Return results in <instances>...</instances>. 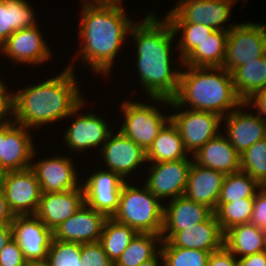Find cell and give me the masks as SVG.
<instances>
[{
    "label": "cell",
    "instance_id": "6da1fadb",
    "mask_svg": "<svg viewBox=\"0 0 266 266\" xmlns=\"http://www.w3.org/2000/svg\"><path fill=\"white\" fill-rule=\"evenodd\" d=\"M134 23L130 33L137 44L140 82L151 98L173 99L179 88L180 70L172 71L170 47L176 35L166 17L159 21L149 14Z\"/></svg>",
    "mask_w": 266,
    "mask_h": 266
},
{
    "label": "cell",
    "instance_id": "7a4b0ae2",
    "mask_svg": "<svg viewBox=\"0 0 266 266\" xmlns=\"http://www.w3.org/2000/svg\"><path fill=\"white\" fill-rule=\"evenodd\" d=\"M72 67L69 65L55 78L11 94L14 121L27 128H38L74 115L84 107Z\"/></svg>",
    "mask_w": 266,
    "mask_h": 266
},
{
    "label": "cell",
    "instance_id": "3957f363",
    "mask_svg": "<svg viewBox=\"0 0 266 266\" xmlns=\"http://www.w3.org/2000/svg\"><path fill=\"white\" fill-rule=\"evenodd\" d=\"M121 4L84 3L79 37L83 38L82 53L85 64L93 72L107 75L127 33L134 24L125 16Z\"/></svg>",
    "mask_w": 266,
    "mask_h": 266
},
{
    "label": "cell",
    "instance_id": "277c9868",
    "mask_svg": "<svg viewBox=\"0 0 266 266\" xmlns=\"http://www.w3.org/2000/svg\"><path fill=\"white\" fill-rule=\"evenodd\" d=\"M186 67L188 70L180 72L178 92L173 99H151L174 108L189 104L192 110L214 112L221 117L229 114L225 110L248 106L235 92L232 73L223 67Z\"/></svg>",
    "mask_w": 266,
    "mask_h": 266
},
{
    "label": "cell",
    "instance_id": "5b68a950",
    "mask_svg": "<svg viewBox=\"0 0 266 266\" xmlns=\"http://www.w3.org/2000/svg\"><path fill=\"white\" fill-rule=\"evenodd\" d=\"M164 206L146 185L142 189L123 183L119 206L113 219L134 228L138 233L161 235Z\"/></svg>",
    "mask_w": 266,
    "mask_h": 266
},
{
    "label": "cell",
    "instance_id": "8992f818",
    "mask_svg": "<svg viewBox=\"0 0 266 266\" xmlns=\"http://www.w3.org/2000/svg\"><path fill=\"white\" fill-rule=\"evenodd\" d=\"M266 55V25L239 23L228 31L222 67L232 73L237 67Z\"/></svg>",
    "mask_w": 266,
    "mask_h": 266
},
{
    "label": "cell",
    "instance_id": "52a82bcc",
    "mask_svg": "<svg viewBox=\"0 0 266 266\" xmlns=\"http://www.w3.org/2000/svg\"><path fill=\"white\" fill-rule=\"evenodd\" d=\"M124 122L120 132L132 139L145 151L149 149L163 127L170 121L158 108L139 102L127 101L121 107Z\"/></svg>",
    "mask_w": 266,
    "mask_h": 266
},
{
    "label": "cell",
    "instance_id": "ba28073f",
    "mask_svg": "<svg viewBox=\"0 0 266 266\" xmlns=\"http://www.w3.org/2000/svg\"><path fill=\"white\" fill-rule=\"evenodd\" d=\"M179 1L166 15L170 23H196L221 31H229L235 25L226 28L221 25L228 21L235 0Z\"/></svg>",
    "mask_w": 266,
    "mask_h": 266
},
{
    "label": "cell",
    "instance_id": "9c48e42d",
    "mask_svg": "<svg viewBox=\"0 0 266 266\" xmlns=\"http://www.w3.org/2000/svg\"><path fill=\"white\" fill-rule=\"evenodd\" d=\"M0 185L14 216L36 214L42 192L31 168L1 173Z\"/></svg>",
    "mask_w": 266,
    "mask_h": 266
},
{
    "label": "cell",
    "instance_id": "30bf717a",
    "mask_svg": "<svg viewBox=\"0 0 266 266\" xmlns=\"http://www.w3.org/2000/svg\"><path fill=\"white\" fill-rule=\"evenodd\" d=\"M11 227L12 237L27 262L46 261L54 238L52 230L36 215H15Z\"/></svg>",
    "mask_w": 266,
    "mask_h": 266
},
{
    "label": "cell",
    "instance_id": "8fae6325",
    "mask_svg": "<svg viewBox=\"0 0 266 266\" xmlns=\"http://www.w3.org/2000/svg\"><path fill=\"white\" fill-rule=\"evenodd\" d=\"M170 120L178 128L185 149L194 155L219 134L218 128L222 117L214 112L189 109L170 114Z\"/></svg>",
    "mask_w": 266,
    "mask_h": 266
},
{
    "label": "cell",
    "instance_id": "7c38bea8",
    "mask_svg": "<svg viewBox=\"0 0 266 266\" xmlns=\"http://www.w3.org/2000/svg\"><path fill=\"white\" fill-rule=\"evenodd\" d=\"M123 180L113 171L99 170L83 185L85 204L107 218H112L119 206Z\"/></svg>",
    "mask_w": 266,
    "mask_h": 266
},
{
    "label": "cell",
    "instance_id": "4fadbf2b",
    "mask_svg": "<svg viewBox=\"0 0 266 266\" xmlns=\"http://www.w3.org/2000/svg\"><path fill=\"white\" fill-rule=\"evenodd\" d=\"M192 160L180 159L154 163L145 185L158 199L184 196Z\"/></svg>",
    "mask_w": 266,
    "mask_h": 266
},
{
    "label": "cell",
    "instance_id": "5bb4252c",
    "mask_svg": "<svg viewBox=\"0 0 266 266\" xmlns=\"http://www.w3.org/2000/svg\"><path fill=\"white\" fill-rule=\"evenodd\" d=\"M106 219L104 214L84 203L74 215L53 231L54 239L80 244L97 242Z\"/></svg>",
    "mask_w": 266,
    "mask_h": 266
},
{
    "label": "cell",
    "instance_id": "9a60e30c",
    "mask_svg": "<svg viewBox=\"0 0 266 266\" xmlns=\"http://www.w3.org/2000/svg\"><path fill=\"white\" fill-rule=\"evenodd\" d=\"M161 237L162 241H168L174 247L204 250L210 253L224 246V233L221 230L215 213L206 221L185 230L161 232Z\"/></svg>",
    "mask_w": 266,
    "mask_h": 266
},
{
    "label": "cell",
    "instance_id": "2e32d148",
    "mask_svg": "<svg viewBox=\"0 0 266 266\" xmlns=\"http://www.w3.org/2000/svg\"><path fill=\"white\" fill-rule=\"evenodd\" d=\"M112 135L110 133L100 149L101 154L108 170L125 180L128 174L147 161L146 151L120 131L114 137Z\"/></svg>",
    "mask_w": 266,
    "mask_h": 266
},
{
    "label": "cell",
    "instance_id": "e0dca14e",
    "mask_svg": "<svg viewBox=\"0 0 266 266\" xmlns=\"http://www.w3.org/2000/svg\"><path fill=\"white\" fill-rule=\"evenodd\" d=\"M38 25L15 31L0 46V51L18 63L40 64L51 55Z\"/></svg>",
    "mask_w": 266,
    "mask_h": 266
},
{
    "label": "cell",
    "instance_id": "ac0fdd59",
    "mask_svg": "<svg viewBox=\"0 0 266 266\" xmlns=\"http://www.w3.org/2000/svg\"><path fill=\"white\" fill-rule=\"evenodd\" d=\"M85 203L83 186L57 193H42L36 216L52 231Z\"/></svg>",
    "mask_w": 266,
    "mask_h": 266
},
{
    "label": "cell",
    "instance_id": "d6986e66",
    "mask_svg": "<svg viewBox=\"0 0 266 266\" xmlns=\"http://www.w3.org/2000/svg\"><path fill=\"white\" fill-rule=\"evenodd\" d=\"M16 124L13 120L5 123V139H2V173L30 168L31 159L35 156L34 144L27 131L29 128Z\"/></svg>",
    "mask_w": 266,
    "mask_h": 266
},
{
    "label": "cell",
    "instance_id": "ffe728a7",
    "mask_svg": "<svg viewBox=\"0 0 266 266\" xmlns=\"http://www.w3.org/2000/svg\"><path fill=\"white\" fill-rule=\"evenodd\" d=\"M71 159L53 156L31 164L42 193H57L79 187Z\"/></svg>",
    "mask_w": 266,
    "mask_h": 266
},
{
    "label": "cell",
    "instance_id": "44dd1931",
    "mask_svg": "<svg viewBox=\"0 0 266 266\" xmlns=\"http://www.w3.org/2000/svg\"><path fill=\"white\" fill-rule=\"evenodd\" d=\"M227 116L222 117L226 121V134L232 147L241 155L258 140L266 137V119L258 113L256 115L239 111V108L231 110Z\"/></svg>",
    "mask_w": 266,
    "mask_h": 266
},
{
    "label": "cell",
    "instance_id": "7402d4cb",
    "mask_svg": "<svg viewBox=\"0 0 266 266\" xmlns=\"http://www.w3.org/2000/svg\"><path fill=\"white\" fill-rule=\"evenodd\" d=\"M225 176L224 173L199 166L193 161L184 196L215 212Z\"/></svg>",
    "mask_w": 266,
    "mask_h": 266
},
{
    "label": "cell",
    "instance_id": "603a6c76",
    "mask_svg": "<svg viewBox=\"0 0 266 266\" xmlns=\"http://www.w3.org/2000/svg\"><path fill=\"white\" fill-rule=\"evenodd\" d=\"M199 166L216 170L225 175L241 170V155L232 147L223 134L209 140L193 156Z\"/></svg>",
    "mask_w": 266,
    "mask_h": 266
},
{
    "label": "cell",
    "instance_id": "cb8c5ba5",
    "mask_svg": "<svg viewBox=\"0 0 266 266\" xmlns=\"http://www.w3.org/2000/svg\"><path fill=\"white\" fill-rule=\"evenodd\" d=\"M107 126L105 120L94 113L78 115L77 120L65 132V144L76 152L98 147L100 144L103 146L111 133Z\"/></svg>",
    "mask_w": 266,
    "mask_h": 266
},
{
    "label": "cell",
    "instance_id": "d4e9b609",
    "mask_svg": "<svg viewBox=\"0 0 266 266\" xmlns=\"http://www.w3.org/2000/svg\"><path fill=\"white\" fill-rule=\"evenodd\" d=\"M164 206L162 232H178L206 221L214 212L205 205L180 196Z\"/></svg>",
    "mask_w": 266,
    "mask_h": 266
},
{
    "label": "cell",
    "instance_id": "484cf974",
    "mask_svg": "<svg viewBox=\"0 0 266 266\" xmlns=\"http://www.w3.org/2000/svg\"><path fill=\"white\" fill-rule=\"evenodd\" d=\"M224 246L235 257L266 251V231L251 223L234 226L224 233Z\"/></svg>",
    "mask_w": 266,
    "mask_h": 266
},
{
    "label": "cell",
    "instance_id": "4316f807",
    "mask_svg": "<svg viewBox=\"0 0 266 266\" xmlns=\"http://www.w3.org/2000/svg\"><path fill=\"white\" fill-rule=\"evenodd\" d=\"M187 153L178 128L170 120L146 151V157L147 161L159 163L188 159Z\"/></svg>",
    "mask_w": 266,
    "mask_h": 266
},
{
    "label": "cell",
    "instance_id": "83f0119b",
    "mask_svg": "<svg viewBox=\"0 0 266 266\" xmlns=\"http://www.w3.org/2000/svg\"><path fill=\"white\" fill-rule=\"evenodd\" d=\"M34 15L25 0H0V46L15 31L36 26Z\"/></svg>",
    "mask_w": 266,
    "mask_h": 266
},
{
    "label": "cell",
    "instance_id": "f1b7e54d",
    "mask_svg": "<svg viewBox=\"0 0 266 266\" xmlns=\"http://www.w3.org/2000/svg\"><path fill=\"white\" fill-rule=\"evenodd\" d=\"M228 31L214 30L183 61V66L222 67Z\"/></svg>",
    "mask_w": 266,
    "mask_h": 266
},
{
    "label": "cell",
    "instance_id": "f546056e",
    "mask_svg": "<svg viewBox=\"0 0 266 266\" xmlns=\"http://www.w3.org/2000/svg\"><path fill=\"white\" fill-rule=\"evenodd\" d=\"M232 77L235 92L246 102L256 92L266 88V55L237 67Z\"/></svg>",
    "mask_w": 266,
    "mask_h": 266
},
{
    "label": "cell",
    "instance_id": "4dcf8cb0",
    "mask_svg": "<svg viewBox=\"0 0 266 266\" xmlns=\"http://www.w3.org/2000/svg\"><path fill=\"white\" fill-rule=\"evenodd\" d=\"M137 233L134 228L107 218L99 242L109 259L115 263Z\"/></svg>",
    "mask_w": 266,
    "mask_h": 266
},
{
    "label": "cell",
    "instance_id": "1f68e13d",
    "mask_svg": "<svg viewBox=\"0 0 266 266\" xmlns=\"http://www.w3.org/2000/svg\"><path fill=\"white\" fill-rule=\"evenodd\" d=\"M162 242L161 235L154 233H137L124 250L114 266H139L144 261L154 257L160 250L157 242ZM157 250V251H156Z\"/></svg>",
    "mask_w": 266,
    "mask_h": 266
},
{
    "label": "cell",
    "instance_id": "d6a6232c",
    "mask_svg": "<svg viewBox=\"0 0 266 266\" xmlns=\"http://www.w3.org/2000/svg\"><path fill=\"white\" fill-rule=\"evenodd\" d=\"M262 186L248 173L238 171L225 176L218 203H229L244 198H255L256 190Z\"/></svg>",
    "mask_w": 266,
    "mask_h": 266
},
{
    "label": "cell",
    "instance_id": "836d02e7",
    "mask_svg": "<svg viewBox=\"0 0 266 266\" xmlns=\"http://www.w3.org/2000/svg\"><path fill=\"white\" fill-rule=\"evenodd\" d=\"M254 200L255 198H244L229 203H217L214 213L223 233L234 226L250 223Z\"/></svg>",
    "mask_w": 266,
    "mask_h": 266
},
{
    "label": "cell",
    "instance_id": "e575fe53",
    "mask_svg": "<svg viewBox=\"0 0 266 266\" xmlns=\"http://www.w3.org/2000/svg\"><path fill=\"white\" fill-rule=\"evenodd\" d=\"M161 243L164 266H207L209 251L174 247L168 241Z\"/></svg>",
    "mask_w": 266,
    "mask_h": 266
},
{
    "label": "cell",
    "instance_id": "d590c367",
    "mask_svg": "<svg viewBox=\"0 0 266 266\" xmlns=\"http://www.w3.org/2000/svg\"><path fill=\"white\" fill-rule=\"evenodd\" d=\"M241 171L248 173L262 187L266 186V137L241 154Z\"/></svg>",
    "mask_w": 266,
    "mask_h": 266
},
{
    "label": "cell",
    "instance_id": "8d00e7d4",
    "mask_svg": "<svg viewBox=\"0 0 266 266\" xmlns=\"http://www.w3.org/2000/svg\"><path fill=\"white\" fill-rule=\"evenodd\" d=\"M175 34L182 30L179 41L180 57L182 61L214 31L213 28L196 23H170ZM180 30V31H179Z\"/></svg>",
    "mask_w": 266,
    "mask_h": 266
},
{
    "label": "cell",
    "instance_id": "74e56055",
    "mask_svg": "<svg viewBox=\"0 0 266 266\" xmlns=\"http://www.w3.org/2000/svg\"><path fill=\"white\" fill-rule=\"evenodd\" d=\"M46 262L50 266H82L81 244L53 238Z\"/></svg>",
    "mask_w": 266,
    "mask_h": 266
},
{
    "label": "cell",
    "instance_id": "f35d334b",
    "mask_svg": "<svg viewBox=\"0 0 266 266\" xmlns=\"http://www.w3.org/2000/svg\"><path fill=\"white\" fill-rule=\"evenodd\" d=\"M82 266H114L99 241L81 244Z\"/></svg>",
    "mask_w": 266,
    "mask_h": 266
},
{
    "label": "cell",
    "instance_id": "ab89813d",
    "mask_svg": "<svg viewBox=\"0 0 266 266\" xmlns=\"http://www.w3.org/2000/svg\"><path fill=\"white\" fill-rule=\"evenodd\" d=\"M22 250L16 240L11 237L7 244L0 251V266H26Z\"/></svg>",
    "mask_w": 266,
    "mask_h": 266
},
{
    "label": "cell",
    "instance_id": "60d3db41",
    "mask_svg": "<svg viewBox=\"0 0 266 266\" xmlns=\"http://www.w3.org/2000/svg\"><path fill=\"white\" fill-rule=\"evenodd\" d=\"M250 223L266 231V186L260 188L255 195Z\"/></svg>",
    "mask_w": 266,
    "mask_h": 266
},
{
    "label": "cell",
    "instance_id": "b9f144b4",
    "mask_svg": "<svg viewBox=\"0 0 266 266\" xmlns=\"http://www.w3.org/2000/svg\"><path fill=\"white\" fill-rule=\"evenodd\" d=\"M207 266H238L237 257L223 246L221 249L210 253Z\"/></svg>",
    "mask_w": 266,
    "mask_h": 266
},
{
    "label": "cell",
    "instance_id": "7bdbcfd3",
    "mask_svg": "<svg viewBox=\"0 0 266 266\" xmlns=\"http://www.w3.org/2000/svg\"><path fill=\"white\" fill-rule=\"evenodd\" d=\"M12 113V102H11V94L7 93V87L0 83V125L9 122L11 119L5 120L7 114ZM5 118V119H4Z\"/></svg>",
    "mask_w": 266,
    "mask_h": 266
},
{
    "label": "cell",
    "instance_id": "ee69618b",
    "mask_svg": "<svg viewBox=\"0 0 266 266\" xmlns=\"http://www.w3.org/2000/svg\"><path fill=\"white\" fill-rule=\"evenodd\" d=\"M238 266H266V251L239 257Z\"/></svg>",
    "mask_w": 266,
    "mask_h": 266
},
{
    "label": "cell",
    "instance_id": "f6af8a7d",
    "mask_svg": "<svg viewBox=\"0 0 266 266\" xmlns=\"http://www.w3.org/2000/svg\"><path fill=\"white\" fill-rule=\"evenodd\" d=\"M246 103L249 105L252 103V105L254 107L258 108V109H256V110H258V114L262 118H265V116H266V88L256 92L252 97H250L246 101Z\"/></svg>",
    "mask_w": 266,
    "mask_h": 266
},
{
    "label": "cell",
    "instance_id": "bcb514c9",
    "mask_svg": "<svg viewBox=\"0 0 266 266\" xmlns=\"http://www.w3.org/2000/svg\"><path fill=\"white\" fill-rule=\"evenodd\" d=\"M14 214L10 211L3 189L0 185V225H11Z\"/></svg>",
    "mask_w": 266,
    "mask_h": 266
},
{
    "label": "cell",
    "instance_id": "7dc6e473",
    "mask_svg": "<svg viewBox=\"0 0 266 266\" xmlns=\"http://www.w3.org/2000/svg\"><path fill=\"white\" fill-rule=\"evenodd\" d=\"M12 237L11 225H0V251Z\"/></svg>",
    "mask_w": 266,
    "mask_h": 266
},
{
    "label": "cell",
    "instance_id": "c3c4849f",
    "mask_svg": "<svg viewBox=\"0 0 266 266\" xmlns=\"http://www.w3.org/2000/svg\"><path fill=\"white\" fill-rule=\"evenodd\" d=\"M158 257H159V260L161 259L162 264L164 266V258H163V254L161 253L160 250L154 257H152L151 259H149L147 261H144L139 266H159L160 263H158L159 262Z\"/></svg>",
    "mask_w": 266,
    "mask_h": 266
},
{
    "label": "cell",
    "instance_id": "681fc988",
    "mask_svg": "<svg viewBox=\"0 0 266 266\" xmlns=\"http://www.w3.org/2000/svg\"><path fill=\"white\" fill-rule=\"evenodd\" d=\"M90 1V2H89ZM83 3L89 4H122V0H85Z\"/></svg>",
    "mask_w": 266,
    "mask_h": 266
},
{
    "label": "cell",
    "instance_id": "f907efd6",
    "mask_svg": "<svg viewBox=\"0 0 266 266\" xmlns=\"http://www.w3.org/2000/svg\"><path fill=\"white\" fill-rule=\"evenodd\" d=\"M2 139H5V124L0 125V174L2 173Z\"/></svg>",
    "mask_w": 266,
    "mask_h": 266
},
{
    "label": "cell",
    "instance_id": "816d5d0a",
    "mask_svg": "<svg viewBox=\"0 0 266 266\" xmlns=\"http://www.w3.org/2000/svg\"><path fill=\"white\" fill-rule=\"evenodd\" d=\"M26 266H50L46 261L27 262Z\"/></svg>",
    "mask_w": 266,
    "mask_h": 266
}]
</instances>
